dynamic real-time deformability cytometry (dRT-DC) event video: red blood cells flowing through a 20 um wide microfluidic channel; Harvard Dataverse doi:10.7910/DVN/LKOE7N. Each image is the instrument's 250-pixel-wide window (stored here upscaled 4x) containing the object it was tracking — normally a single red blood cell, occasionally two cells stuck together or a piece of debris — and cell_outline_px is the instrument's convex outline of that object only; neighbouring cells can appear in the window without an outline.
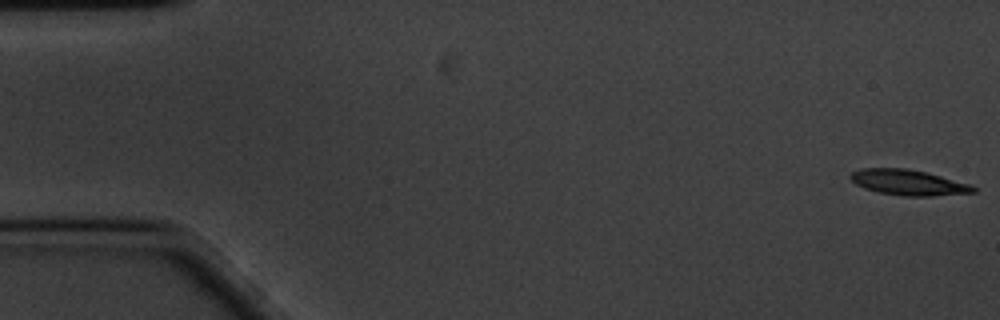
{"species": "common noctule bat (a hibernating species)", "species_latin": "Nyctalus noctula", "temperature_condition": "cold", "stored_images_in_passage": 59, "camera_frame_rate_fps": 3000, "um_per_image_px": 0.085, "animal": {"sex": "male", "body_mass_g": 20.1, "forearm_length_mm": 53.5}, "frame": {"image": 1, "passage_image": 1, "time_ms": 0.0, "image_size_px": [1000, 320], "cell_outline_px": [[976, 192], [932, 196], [904, 196], [880, 192], [864, 188], [856, 184], [848, 176], [852, 172], [860, 168], [908, 168], [972, 184], [976, 188]], "centroid_in_image_um": [77.21, 15.5], "position_along_channel_um": 7.8, "area_um2": 18.21}}
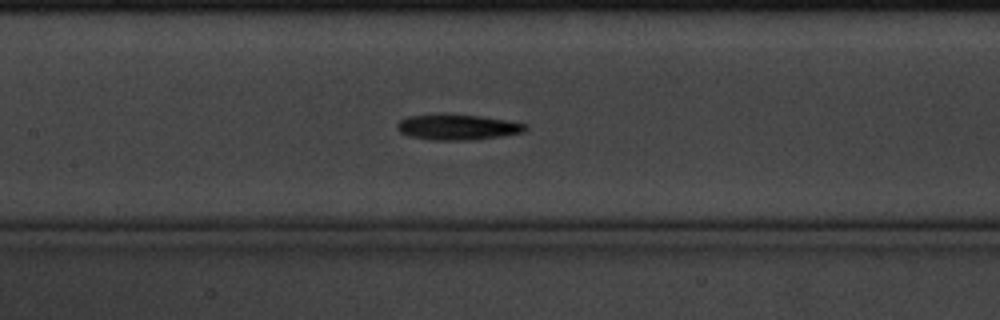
{"frame": {"image": 2, "passage_image": 27, "time_ms": 8.667, "image_size_px": [1000, 320], "cell_outline_px": [[528, 128], [524, 132], [500, 136], [464, 140], [432, 140], [408, 136], [400, 132], [396, 128], [396, 124], [400, 120], [408, 116], [436, 112], [448, 112], [484, 116], [508, 120], [528, 124]], "centroid_in_image_um": [38.85, 10.76], "position_along_channel_um": 168.5, "area_um2": 19.83}}
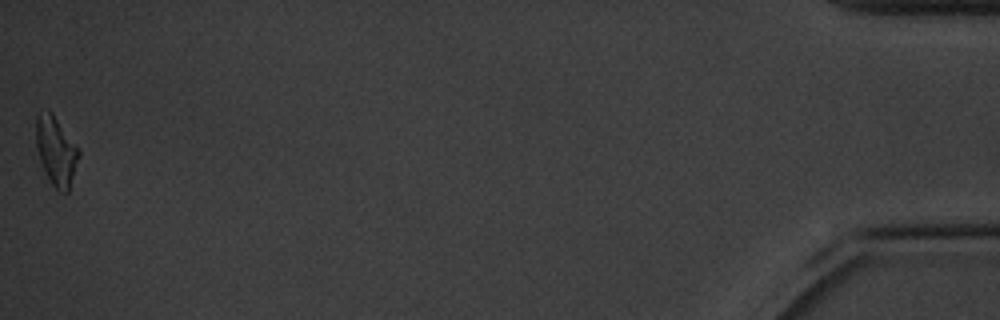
{"frame": {"image": 3, "passage_image": 59, "time_ms": 19.333, "image_size_px": [1000, 320], "cell_outline_px": [[80, 156], [68, 192], [60, 192], [52, 184], [40, 160], [36, 148], [36, 116], [40, 108], [48, 108], [52, 112], [80, 148]], "centroid_in_image_um": [4.77, 12.75], "position_along_channel_um": 430.4, "area_um2": 17.46}, "authors_computed_cell_mechanics": {"area_um2": 18.0914, "velocity_mm_per_s": 3.3685, "shape_relaxation_time_tau1_ms": 2.7096, "shape_relaxation_time_tau2_ms": 4.2692, "deformation_change_tau1": 0.1435, "deformation_change_tau2": 0.1528}}